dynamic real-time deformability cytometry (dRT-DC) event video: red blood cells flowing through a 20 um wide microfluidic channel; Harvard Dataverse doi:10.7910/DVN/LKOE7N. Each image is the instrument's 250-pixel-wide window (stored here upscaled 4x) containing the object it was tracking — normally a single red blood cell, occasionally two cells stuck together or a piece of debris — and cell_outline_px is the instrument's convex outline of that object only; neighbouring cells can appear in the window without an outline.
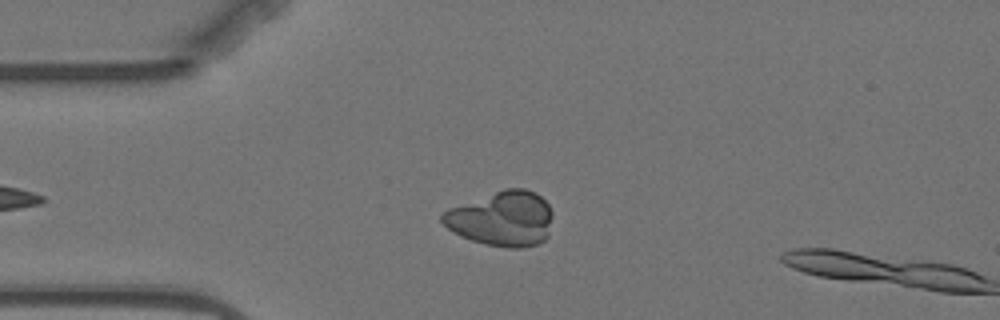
{"species": "Egyptian fruit bat (a non-hibernating species)", "species_latin": "Rousettus aegyptiacus", "temperature_condition": "warm", "stored_images_in_passage": 3, "camera_frame_rate_fps": 3000, "um_per_image_px": 0.085, "animal": {"sex": "female"}, "frame": {"image": 1, "passage_image": 2, "time_ms": 1.333, "image_size_px": [1000, 320], "cell_outline_px": [[552, 216], [548, 236], [544, 240], [536, 244], [520, 248], [508, 248], [484, 244], [460, 236], [452, 232], [440, 220], [440, 216], [448, 208], [504, 188], [524, 188], [536, 192], [548, 204], [552, 212]], "centroid_in_image_um": [42.65, 18.58], "position_along_channel_um": 42.3, "area_um2": 35.55}}